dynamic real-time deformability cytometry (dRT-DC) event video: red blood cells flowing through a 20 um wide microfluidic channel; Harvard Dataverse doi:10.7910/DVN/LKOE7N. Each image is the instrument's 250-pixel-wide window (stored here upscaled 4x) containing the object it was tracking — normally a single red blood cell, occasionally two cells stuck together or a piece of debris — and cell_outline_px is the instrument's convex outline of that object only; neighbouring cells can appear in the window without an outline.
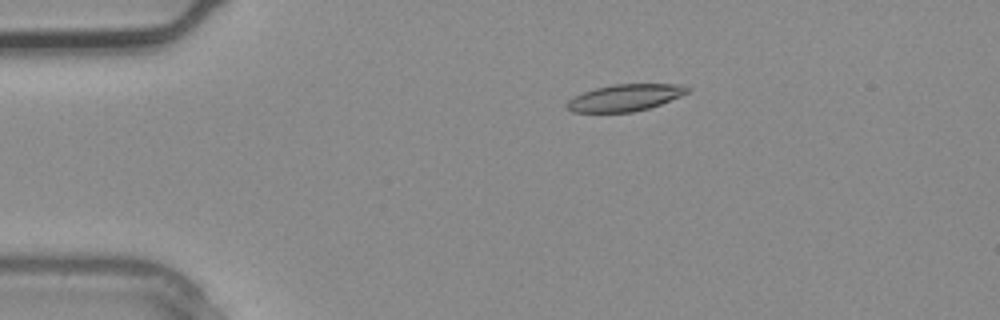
{"species": "common noctule bat (a hibernating species)", "species_latin": "Nyctalus noctula", "temperature_condition": "warm", "stored_images_in_passage": 2, "camera_frame_rate_fps": 3000, "um_per_image_px": 0.085, "animal": {"sex": "male", "body_mass_g": 20.4}, "frame": {"image": 1, "passage_image": 1, "time_ms": 0.0, "image_size_px": [1000, 320], "cell_outline_px": [[688, 92], [680, 96], [660, 104], [648, 108], [632, 112], [572, 112], [564, 108], [564, 104], [572, 96], [596, 88], [612, 84], [680, 84], [688, 88]], "centroid_in_image_um": [53.04, 8.31], "position_along_channel_um": 32.0, "area_um2": 18.79}}
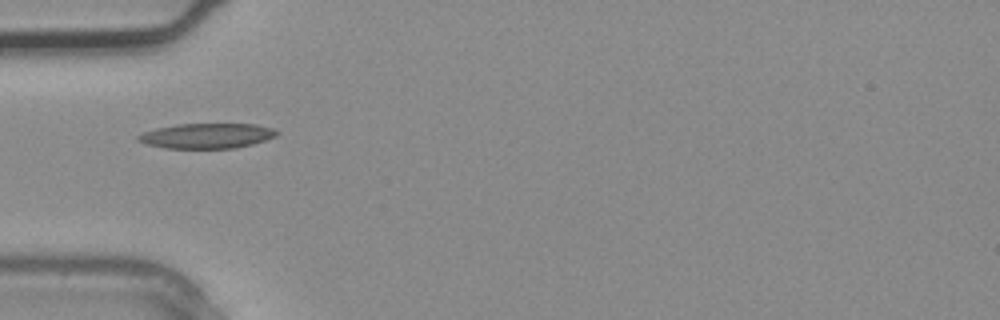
{"frame": {"image": 2, "passage_image": 2, "time_ms": 0.333, "image_size_px": [1000, 320], "cell_outline_px": [[280, 132], [276, 136], [252, 144], [236, 148], [164, 148], [144, 144], [136, 140], [136, 136], [144, 132], [156, 128], [176, 124], [256, 124], [272, 128]], "centroid_in_image_um": [17.55, 11.54], "position_along_channel_um": 67.5, "area_um2": 20.35}}